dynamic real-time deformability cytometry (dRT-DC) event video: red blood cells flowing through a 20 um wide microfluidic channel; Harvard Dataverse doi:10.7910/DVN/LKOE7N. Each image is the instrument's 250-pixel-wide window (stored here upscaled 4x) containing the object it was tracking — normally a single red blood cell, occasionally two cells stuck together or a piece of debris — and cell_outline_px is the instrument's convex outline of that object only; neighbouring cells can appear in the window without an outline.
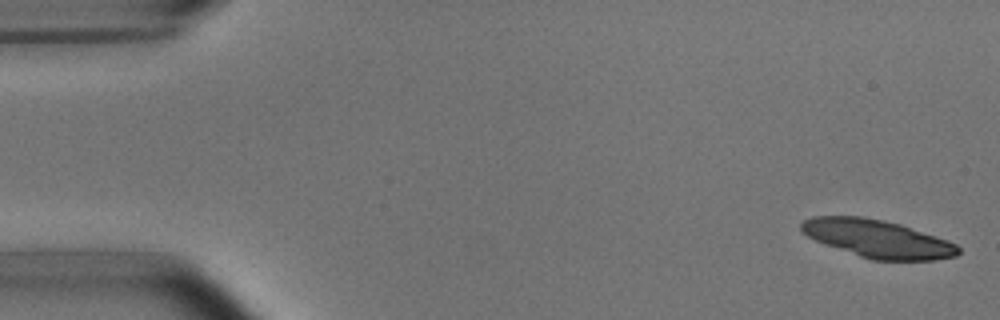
{"species": "common noctule bat (a hibernating species)", "species_latin": "Nyctalus noctula", "temperature_condition": "room temperature", "stored_images_in_passage": 5, "camera_frame_rate_fps": 3000, "um_per_image_px": 0.085, "animal": {"sex": "male", "body_mass_g": 15.6}, "frame": {"image": 1, "passage_image": 1, "time_ms": 0.0, "image_size_px": [1000, 320], "cell_outline_px": [[960, 252], [956, 256], [936, 260], [872, 260], [824, 244], [808, 236], [800, 228], [800, 224], [804, 220], [812, 216], [860, 216], [884, 220], [900, 224], [948, 240], [956, 244], [960, 248]], "centroid_in_image_um": [74.61, 20.29], "position_along_channel_um": 10.4, "area_um2": 34.45}}